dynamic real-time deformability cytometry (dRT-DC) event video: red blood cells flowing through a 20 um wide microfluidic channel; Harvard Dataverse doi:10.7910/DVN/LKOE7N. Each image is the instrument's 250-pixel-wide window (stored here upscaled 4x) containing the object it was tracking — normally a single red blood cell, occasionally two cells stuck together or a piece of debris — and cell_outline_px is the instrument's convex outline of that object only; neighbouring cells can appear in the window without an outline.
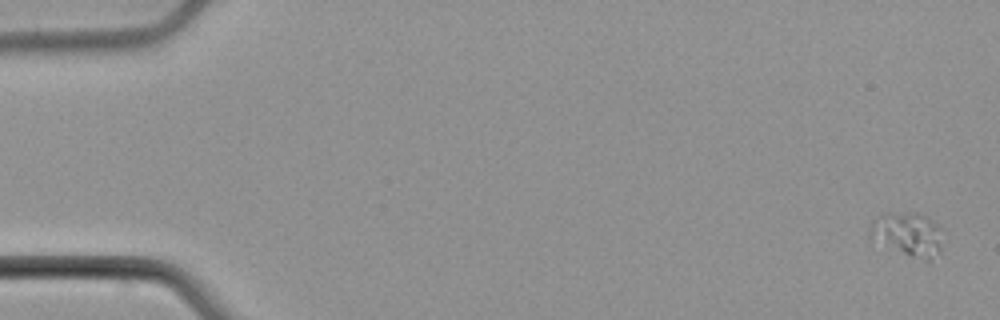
{"species": "common noctule bat (a hibernating species)", "species_latin": "Nyctalus noctula", "temperature_condition": "cold", "stored_images_in_passage": 6, "camera_frame_rate_fps": 3000, "um_per_image_px": 0.085, "animal": {"sex": "male", "body_mass_g": 21.5, "forearm_length_mm": 52.0}, "frame": {"image": 1, "passage_image": 1, "time_ms": 0.0, "image_size_px": [1000, 320], "cell_outline_px": [[944, 228], [940, 252], [928, 260], [924, 260], [868, 240], [868, 236], [872, 220], [884, 212], [916, 212], [928, 216]], "centroid_in_image_um": [77.16, 19.86], "position_along_channel_um": 7.8, "area_um2": 19.25}}